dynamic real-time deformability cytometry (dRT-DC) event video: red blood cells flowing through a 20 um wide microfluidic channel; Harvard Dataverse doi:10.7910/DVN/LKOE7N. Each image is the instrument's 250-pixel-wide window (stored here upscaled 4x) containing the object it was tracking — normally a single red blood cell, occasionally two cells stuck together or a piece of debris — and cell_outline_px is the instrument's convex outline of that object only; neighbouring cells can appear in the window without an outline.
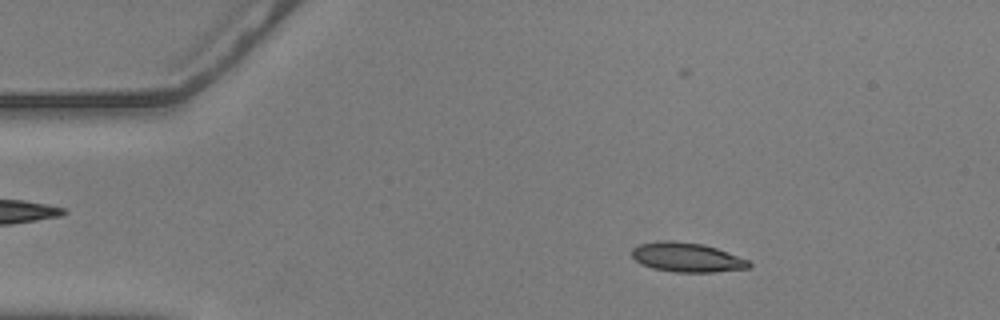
{"species": "common noctule bat (a hibernating species)", "species_latin": "Nyctalus noctula", "temperature_condition": "warm", "stored_images_in_passage": 55, "camera_frame_rate_fps": 3000, "um_per_image_px": 0.085, "animal": {"sex": "male", "body_mass_g": 20.5, "forearm_length_mm": 52.5}, "frame": {"image": 1, "passage_image": 8, "time_ms": 2.333, "image_size_px": [1000, 320], "cell_outline_px": [[752, 268], [712, 272], [676, 272], [652, 268], [640, 264], [632, 256], [632, 248], [640, 244], [664, 240], [672, 240], [704, 244], [716, 248], [748, 260], [752, 264]], "centroid_in_image_um": [58.39, 21.87], "position_along_channel_um": 26.6, "area_um2": 20.06}}
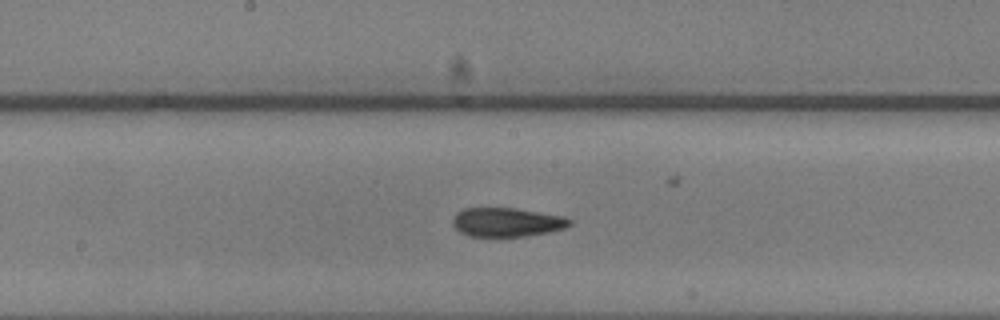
{"frame": {"image": 2, "passage_image": 28, "time_ms": 9.0, "image_size_px": [1000, 320], "cell_outline_px": [[572, 224], [564, 228], [548, 232], [524, 236], [472, 236], [460, 232], [452, 224], [452, 220], [456, 212], [464, 208], [516, 208], [564, 216], [572, 220]], "centroid_in_image_um": [43.08, 18.87], "position_along_channel_um": 205.1, "area_um2": 19.71}}
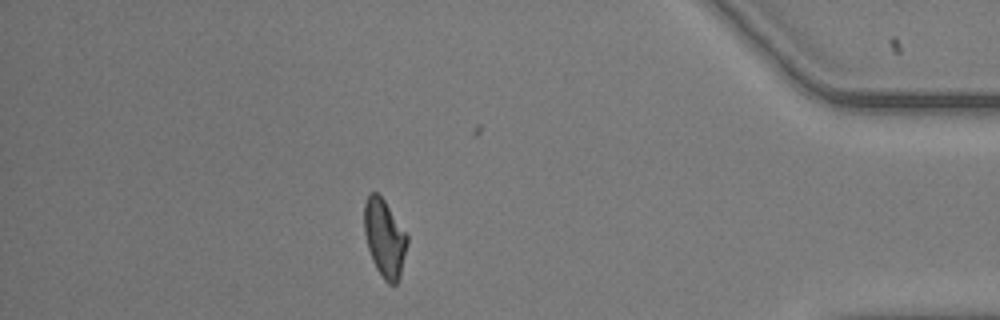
{"frame": {"image": 3, "passage_image": 48, "time_ms": 15.667, "image_size_px": [1000, 320], "cell_outline_px": [[408, 244], [400, 276], [396, 284], [388, 284], [384, 280], [376, 268], [372, 260], [368, 248], [364, 232], [364, 204], [368, 196], [372, 192], [376, 192], [384, 200], [408, 236]], "centroid_in_image_um": [32.69, 20.27], "position_along_channel_um": 402.5, "area_um2": 19.36}, "authors_computed_cell_mechanics": {"area_um2": 19.7676, "velocity_mm_per_s": 3.5962, "shape_relaxation_time_tau1_ms": null, "shape_relaxation_time_tau2_ms": 3.5288, "deformation_change_tau1": null, "deformation_change_tau2": 0.1049}}